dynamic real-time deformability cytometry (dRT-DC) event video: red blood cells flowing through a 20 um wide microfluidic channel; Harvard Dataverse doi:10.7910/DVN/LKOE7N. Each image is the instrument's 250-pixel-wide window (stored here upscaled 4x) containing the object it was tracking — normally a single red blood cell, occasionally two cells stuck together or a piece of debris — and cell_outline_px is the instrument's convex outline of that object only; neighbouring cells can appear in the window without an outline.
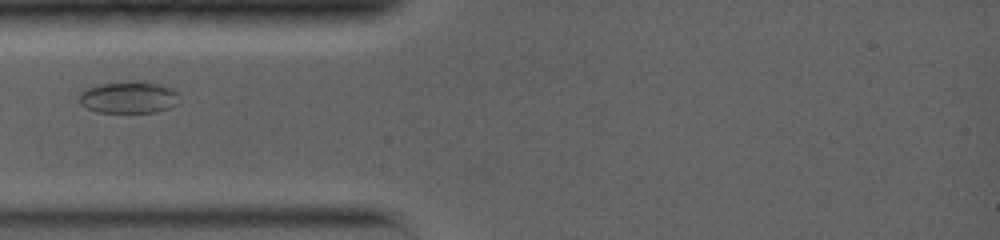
{"species": "common noctule bat (a hibernating species)", "species_latin": "Nyctalus noctula", "temperature_condition": "warm", "stored_images_in_passage": 25, "camera_frame_rate_fps": 5000, "um_per_image_px": 0.085, "animal": {"sex": "female", "body_mass_g": 19.0, "forearm_length_mm": 56.7}, "frame": {"image": 1, "passage_image": 1, "time_ms": 0.0, "image_size_px": [1000, 240], "cell_outline_px": [[176, 104], [168, 108], [156, 112], [96, 112], [80, 104], [80, 92], [84, 88], [100, 84], [128, 80], [136, 80], [160, 84], [172, 88], [176, 92]], "centroid_in_image_um": [10.89, 8.25], "position_along_channel_um": 74.1, "area_um2": 18.67}}
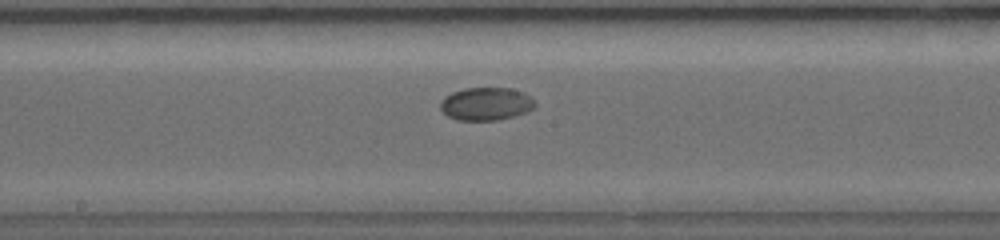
{"frame": {"image": 2, "passage_image": 10, "time_ms": 3.6, "image_size_px": [1000, 240], "cell_outline_px": [[536, 104], [532, 108], [524, 112], [500, 120], [456, 120], [448, 116], [440, 108], [440, 100], [444, 96], [452, 92], [464, 88], [512, 88], [524, 92]], "centroid_in_image_um": [41.26, 8.82], "position_along_channel_um": 206.9, "area_um2": 18.09}}
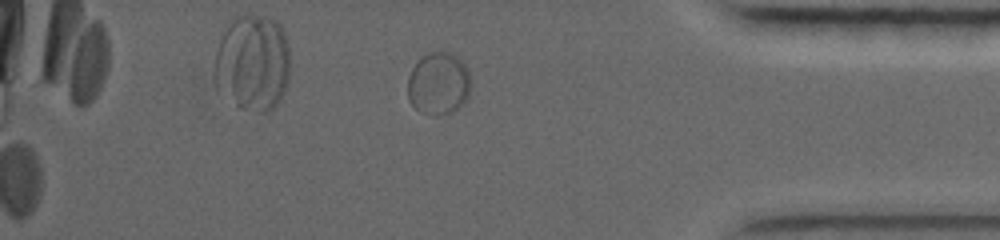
{"frame": {"image": 3, "passage_image": 19, "time_ms": 9.4, "image_size_px": [1000, 240], "cell_outline_px": [[468, 96], [452, 112], [436, 116], [432, 116], [420, 112], [408, 100], [408, 76], [416, 60], [420, 56], [432, 52], [452, 52], [468, 68]], "centroid_in_image_um": [37.22, 7.09], "position_along_channel_um": 398.0, "area_um2": 22.89}}